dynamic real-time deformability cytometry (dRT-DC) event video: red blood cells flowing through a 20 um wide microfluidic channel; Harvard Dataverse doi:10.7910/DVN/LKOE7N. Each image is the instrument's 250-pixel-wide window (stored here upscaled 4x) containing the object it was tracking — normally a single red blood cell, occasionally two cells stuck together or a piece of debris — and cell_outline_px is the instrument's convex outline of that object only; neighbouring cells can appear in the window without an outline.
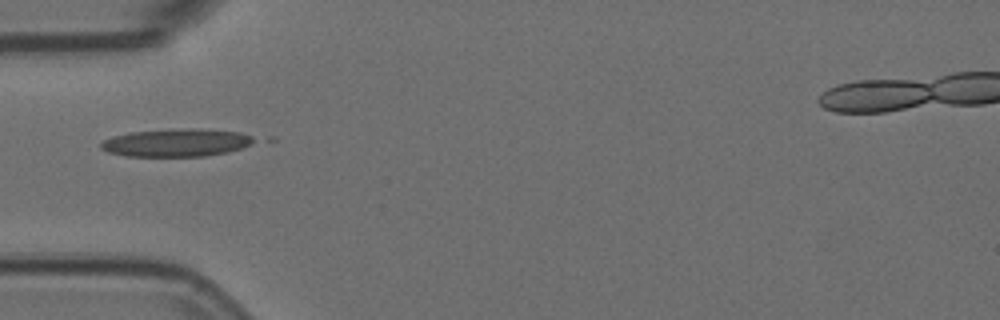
{"species": "Egyptian fruit bat (a non-hibernating species)", "species_latin": "Rousettus aegyptiacus", "temperature_condition": "room temperature", "stored_images_in_passage": 1, "camera_frame_rate_fps": 3000, "um_per_image_px": 0.085, "animal": {"sex": "female"}, "frame": {"image": 1, "passage_image": 1, "time_ms": 0.0, "image_size_px": [1000, 320], "cell_outline_px": [[260, 140], [252, 144], [228, 152], [204, 156], [128, 156], [108, 152], [100, 148], [100, 144], [104, 140], [112, 136], [128, 132], [188, 128], [200, 128], [240, 132], [252, 136]], "centroid_in_image_um": [15.03, 12.12], "position_along_channel_um": 70.0, "area_um2": 24.97}}